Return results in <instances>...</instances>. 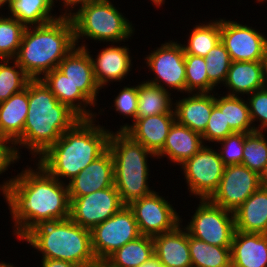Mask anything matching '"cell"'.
Wrapping results in <instances>:
<instances>
[{
    "label": "cell",
    "mask_w": 267,
    "mask_h": 267,
    "mask_svg": "<svg viewBox=\"0 0 267 267\" xmlns=\"http://www.w3.org/2000/svg\"><path fill=\"white\" fill-rule=\"evenodd\" d=\"M41 263L42 267H81L77 264L57 259L42 258Z\"/></svg>",
    "instance_id": "44"
},
{
    "label": "cell",
    "mask_w": 267,
    "mask_h": 267,
    "mask_svg": "<svg viewBox=\"0 0 267 267\" xmlns=\"http://www.w3.org/2000/svg\"><path fill=\"white\" fill-rule=\"evenodd\" d=\"M11 0H0V8L3 7L4 5L8 4L9 6Z\"/></svg>",
    "instance_id": "49"
},
{
    "label": "cell",
    "mask_w": 267,
    "mask_h": 267,
    "mask_svg": "<svg viewBox=\"0 0 267 267\" xmlns=\"http://www.w3.org/2000/svg\"><path fill=\"white\" fill-rule=\"evenodd\" d=\"M36 170L29 167L0 184L19 240L38 224L70 217L68 184L52 177L39 164Z\"/></svg>",
    "instance_id": "1"
},
{
    "label": "cell",
    "mask_w": 267,
    "mask_h": 267,
    "mask_svg": "<svg viewBox=\"0 0 267 267\" xmlns=\"http://www.w3.org/2000/svg\"><path fill=\"white\" fill-rule=\"evenodd\" d=\"M248 106L251 121L254 124L255 120H259L261 123L258 127H255V131H266L267 129V88L254 91L249 94ZM260 126V127H259ZM265 129V130H264Z\"/></svg>",
    "instance_id": "41"
},
{
    "label": "cell",
    "mask_w": 267,
    "mask_h": 267,
    "mask_svg": "<svg viewBox=\"0 0 267 267\" xmlns=\"http://www.w3.org/2000/svg\"><path fill=\"white\" fill-rule=\"evenodd\" d=\"M262 176L267 169V140L262 131L245 133L242 163Z\"/></svg>",
    "instance_id": "34"
},
{
    "label": "cell",
    "mask_w": 267,
    "mask_h": 267,
    "mask_svg": "<svg viewBox=\"0 0 267 267\" xmlns=\"http://www.w3.org/2000/svg\"><path fill=\"white\" fill-rule=\"evenodd\" d=\"M69 199V218L90 231L124 206L115 185L89 195L69 197Z\"/></svg>",
    "instance_id": "11"
},
{
    "label": "cell",
    "mask_w": 267,
    "mask_h": 267,
    "mask_svg": "<svg viewBox=\"0 0 267 267\" xmlns=\"http://www.w3.org/2000/svg\"><path fill=\"white\" fill-rule=\"evenodd\" d=\"M114 185V163L107 149L68 183L69 197L89 195Z\"/></svg>",
    "instance_id": "17"
},
{
    "label": "cell",
    "mask_w": 267,
    "mask_h": 267,
    "mask_svg": "<svg viewBox=\"0 0 267 267\" xmlns=\"http://www.w3.org/2000/svg\"><path fill=\"white\" fill-rule=\"evenodd\" d=\"M69 16L74 25L75 44L82 37L103 42H121L132 36L134 28L110 0H91Z\"/></svg>",
    "instance_id": "7"
},
{
    "label": "cell",
    "mask_w": 267,
    "mask_h": 267,
    "mask_svg": "<svg viewBox=\"0 0 267 267\" xmlns=\"http://www.w3.org/2000/svg\"><path fill=\"white\" fill-rule=\"evenodd\" d=\"M215 105L219 109H224V118L226 124H229L231 130L236 133H252L255 131L253 126L248 102L238 96H217Z\"/></svg>",
    "instance_id": "31"
},
{
    "label": "cell",
    "mask_w": 267,
    "mask_h": 267,
    "mask_svg": "<svg viewBox=\"0 0 267 267\" xmlns=\"http://www.w3.org/2000/svg\"><path fill=\"white\" fill-rule=\"evenodd\" d=\"M126 46H109L101 50L94 59L91 56L94 75L100 88L108 82L121 81L131 71L132 60Z\"/></svg>",
    "instance_id": "21"
},
{
    "label": "cell",
    "mask_w": 267,
    "mask_h": 267,
    "mask_svg": "<svg viewBox=\"0 0 267 267\" xmlns=\"http://www.w3.org/2000/svg\"><path fill=\"white\" fill-rule=\"evenodd\" d=\"M152 3H154V5H157V6H161L162 3L164 2L165 3V0H151Z\"/></svg>",
    "instance_id": "48"
},
{
    "label": "cell",
    "mask_w": 267,
    "mask_h": 267,
    "mask_svg": "<svg viewBox=\"0 0 267 267\" xmlns=\"http://www.w3.org/2000/svg\"><path fill=\"white\" fill-rule=\"evenodd\" d=\"M64 5L63 7L65 8H68V11L69 13H67L68 11L65 10L66 12L63 14V15H70L72 12V10L75 8V6H77L78 4L82 5V4H85L87 2H90L91 0H62ZM53 6H54V0H51ZM73 8V9H70V8Z\"/></svg>",
    "instance_id": "45"
},
{
    "label": "cell",
    "mask_w": 267,
    "mask_h": 267,
    "mask_svg": "<svg viewBox=\"0 0 267 267\" xmlns=\"http://www.w3.org/2000/svg\"><path fill=\"white\" fill-rule=\"evenodd\" d=\"M0 267H14V265H11L9 263H5L4 261L3 262H0Z\"/></svg>",
    "instance_id": "51"
},
{
    "label": "cell",
    "mask_w": 267,
    "mask_h": 267,
    "mask_svg": "<svg viewBox=\"0 0 267 267\" xmlns=\"http://www.w3.org/2000/svg\"><path fill=\"white\" fill-rule=\"evenodd\" d=\"M232 133L234 132L229 124H226L224 109L214 105L205 132L202 134L203 142L205 140L218 143Z\"/></svg>",
    "instance_id": "40"
},
{
    "label": "cell",
    "mask_w": 267,
    "mask_h": 267,
    "mask_svg": "<svg viewBox=\"0 0 267 267\" xmlns=\"http://www.w3.org/2000/svg\"><path fill=\"white\" fill-rule=\"evenodd\" d=\"M265 87L267 88V60L265 61Z\"/></svg>",
    "instance_id": "50"
},
{
    "label": "cell",
    "mask_w": 267,
    "mask_h": 267,
    "mask_svg": "<svg viewBox=\"0 0 267 267\" xmlns=\"http://www.w3.org/2000/svg\"><path fill=\"white\" fill-rule=\"evenodd\" d=\"M153 257L152 237L141 235L117 249L101 264V267H140Z\"/></svg>",
    "instance_id": "28"
},
{
    "label": "cell",
    "mask_w": 267,
    "mask_h": 267,
    "mask_svg": "<svg viewBox=\"0 0 267 267\" xmlns=\"http://www.w3.org/2000/svg\"><path fill=\"white\" fill-rule=\"evenodd\" d=\"M230 255L231 267H267V234L235 230Z\"/></svg>",
    "instance_id": "20"
},
{
    "label": "cell",
    "mask_w": 267,
    "mask_h": 267,
    "mask_svg": "<svg viewBox=\"0 0 267 267\" xmlns=\"http://www.w3.org/2000/svg\"><path fill=\"white\" fill-rule=\"evenodd\" d=\"M21 240L40 251L43 258L64 260L81 267H101L92 249L91 231L70 218L38 224Z\"/></svg>",
    "instance_id": "5"
},
{
    "label": "cell",
    "mask_w": 267,
    "mask_h": 267,
    "mask_svg": "<svg viewBox=\"0 0 267 267\" xmlns=\"http://www.w3.org/2000/svg\"><path fill=\"white\" fill-rule=\"evenodd\" d=\"M86 45L75 46L59 63L57 69L96 106L98 91L91 55Z\"/></svg>",
    "instance_id": "16"
},
{
    "label": "cell",
    "mask_w": 267,
    "mask_h": 267,
    "mask_svg": "<svg viewBox=\"0 0 267 267\" xmlns=\"http://www.w3.org/2000/svg\"><path fill=\"white\" fill-rule=\"evenodd\" d=\"M181 168L189 187V192L200 199H209L217 190L223 176L225 165L219 153L205 145Z\"/></svg>",
    "instance_id": "10"
},
{
    "label": "cell",
    "mask_w": 267,
    "mask_h": 267,
    "mask_svg": "<svg viewBox=\"0 0 267 267\" xmlns=\"http://www.w3.org/2000/svg\"><path fill=\"white\" fill-rule=\"evenodd\" d=\"M140 267H166L164 264L158 261V259L154 256L149 261L142 264Z\"/></svg>",
    "instance_id": "46"
},
{
    "label": "cell",
    "mask_w": 267,
    "mask_h": 267,
    "mask_svg": "<svg viewBox=\"0 0 267 267\" xmlns=\"http://www.w3.org/2000/svg\"><path fill=\"white\" fill-rule=\"evenodd\" d=\"M262 179V187L267 189V169L265 173L261 176Z\"/></svg>",
    "instance_id": "47"
},
{
    "label": "cell",
    "mask_w": 267,
    "mask_h": 267,
    "mask_svg": "<svg viewBox=\"0 0 267 267\" xmlns=\"http://www.w3.org/2000/svg\"><path fill=\"white\" fill-rule=\"evenodd\" d=\"M10 143L9 140L0 137V175L8 170L11 164L19 160L13 144L10 145Z\"/></svg>",
    "instance_id": "43"
},
{
    "label": "cell",
    "mask_w": 267,
    "mask_h": 267,
    "mask_svg": "<svg viewBox=\"0 0 267 267\" xmlns=\"http://www.w3.org/2000/svg\"><path fill=\"white\" fill-rule=\"evenodd\" d=\"M235 230L267 234V189L262 186L234 211Z\"/></svg>",
    "instance_id": "26"
},
{
    "label": "cell",
    "mask_w": 267,
    "mask_h": 267,
    "mask_svg": "<svg viewBox=\"0 0 267 267\" xmlns=\"http://www.w3.org/2000/svg\"><path fill=\"white\" fill-rule=\"evenodd\" d=\"M145 59L147 67L156 74L148 83L162 89H166L165 84L170 89L186 93L185 53L181 43L169 41L161 44Z\"/></svg>",
    "instance_id": "14"
},
{
    "label": "cell",
    "mask_w": 267,
    "mask_h": 267,
    "mask_svg": "<svg viewBox=\"0 0 267 267\" xmlns=\"http://www.w3.org/2000/svg\"><path fill=\"white\" fill-rule=\"evenodd\" d=\"M154 256L166 267H192L189 233L178 225L169 232L152 237Z\"/></svg>",
    "instance_id": "19"
},
{
    "label": "cell",
    "mask_w": 267,
    "mask_h": 267,
    "mask_svg": "<svg viewBox=\"0 0 267 267\" xmlns=\"http://www.w3.org/2000/svg\"><path fill=\"white\" fill-rule=\"evenodd\" d=\"M175 121V113H166L135 119L133 125H121L132 140L142 144L155 155L163 148L169 129Z\"/></svg>",
    "instance_id": "18"
},
{
    "label": "cell",
    "mask_w": 267,
    "mask_h": 267,
    "mask_svg": "<svg viewBox=\"0 0 267 267\" xmlns=\"http://www.w3.org/2000/svg\"><path fill=\"white\" fill-rule=\"evenodd\" d=\"M28 113V84L22 91L0 103V137L14 144L23 133Z\"/></svg>",
    "instance_id": "27"
},
{
    "label": "cell",
    "mask_w": 267,
    "mask_h": 267,
    "mask_svg": "<svg viewBox=\"0 0 267 267\" xmlns=\"http://www.w3.org/2000/svg\"><path fill=\"white\" fill-rule=\"evenodd\" d=\"M141 236L133 211L124 205L91 230L92 249L102 264L112 253Z\"/></svg>",
    "instance_id": "9"
},
{
    "label": "cell",
    "mask_w": 267,
    "mask_h": 267,
    "mask_svg": "<svg viewBox=\"0 0 267 267\" xmlns=\"http://www.w3.org/2000/svg\"><path fill=\"white\" fill-rule=\"evenodd\" d=\"M204 59L208 74V93H212L210 91L216 89L214 88L216 85L218 86L221 82L224 84L232 61L221 41L208 52Z\"/></svg>",
    "instance_id": "37"
},
{
    "label": "cell",
    "mask_w": 267,
    "mask_h": 267,
    "mask_svg": "<svg viewBox=\"0 0 267 267\" xmlns=\"http://www.w3.org/2000/svg\"><path fill=\"white\" fill-rule=\"evenodd\" d=\"M220 33L232 62L267 60V37L254 28L220 19Z\"/></svg>",
    "instance_id": "15"
},
{
    "label": "cell",
    "mask_w": 267,
    "mask_h": 267,
    "mask_svg": "<svg viewBox=\"0 0 267 267\" xmlns=\"http://www.w3.org/2000/svg\"><path fill=\"white\" fill-rule=\"evenodd\" d=\"M192 220L185 227L190 236L219 247H231L235 232L234 212L209 199H201Z\"/></svg>",
    "instance_id": "8"
},
{
    "label": "cell",
    "mask_w": 267,
    "mask_h": 267,
    "mask_svg": "<svg viewBox=\"0 0 267 267\" xmlns=\"http://www.w3.org/2000/svg\"><path fill=\"white\" fill-rule=\"evenodd\" d=\"M190 33L188 44H182L184 53L206 57L208 52L221 41L220 19L196 25Z\"/></svg>",
    "instance_id": "33"
},
{
    "label": "cell",
    "mask_w": 267,
    "mask_h": 267,
    "mask_svg": "<svg viewBox=\"0 0 267 267\" xmlns=\"http://www.w3.org/2000/svg\"><path fill=\"white\" fill-rule=\"evenodd\" d=\"M79 119L39 158L38 164L52 177L69 181L108 149L112 131Z\"/></svg>",
    "instance_id": "3"
},
{
    "label": "cell",
    "mask_w": 267,
    "mask_h": 267,
    "mask_svg": "<svg viewBox=\"0 0 267 267\" xmlns=\"http://www.w3.org/2000/svg\"><path fill=\"white\" fill-rule=\"evenodd\" d=\"M25 26L14 17L0 16V59L16 57Z\"/></svg>",
    "instance_id": "36"
},
{
    "label": "cell",
    "mask_w": 267,
    "mask_h": 267,
    "mask_svg": "<svg viewBox=\"0 0 267 267\" xmlns=\"http://www.w3.org/2000/svg\"><path fill=\"white\" fill-rule=\"evenodd\" d=\"M170 96L171 93H169L168 88L162 89L147 81L142 82L138 85V106L135 119L175 113Z\"/></svg>",
    "instance_id": "29"
},
{
    "label": "cell",
    "mask_w": 267,
    "mask_h": 267,
    "mask_svg": "<svg viewBox=\"0 0 267 267\" xmlns=\"http://www.w3.org/2000/svg\"><path fill=\"white\" fill-rule=\"evenodd\" d=\"M244 142L245 133L236 132L218 142L222 144L220 152L218 153L225 166L242 163Z\"/></svg>",
    "instance_id": "39"
},
{
    "label": "cell",
    "mask_w": 267,
    "mask_h": 267,
    "mask_svg": "<svg viewBox=\"0 0 267 267\" xmlns=\"http://www.w3.org/2000/svg\"><path fill=\"white\" fill-rule=\"evenodd\" d=\"M231 247H219L189 235L192 267H231Z\"/></svg>",
    "instance_id": "32"
},
{
    "label": "cell",
    "mask_w": 267,
    "mask_h": 267,
    "mask_svg": "<svg viewBox=\"0 0 267 267\" xmlns=\"http://www.w3.org/2000/svg\"><path fill=\"white\" fill-rule=\"evenodd\" d=\"M191 94L192 96L188 94L189 97H184L174 103L175 120L202 135L215 105V95L210 93Z\"/></svg>",
    "instance_id": "24"
},
{
    "label": "cell",
    "mask_w": 267,
    "mask_h": 267,
    "mask_svg": "<svg viewBox=\"0 0 267 267\" xmlns=\"http://www.w3.org/2000/svg\"><path fill=\"white\" fill-rule=\"evenodd\" d=\"M80 118L66 105L60 103L41 79L28 82V113L22 136L13 144L20 158L19 148L30 149L39 157L52 146Z\"/></svg>",
    "instance_id": "2"
},
{
    "label": "cell",
    "mask_w": 267,
    "mask_h": 267,
    "mask_svg": "<svg viewBox=\"0 0 267 267\" xmlns=\"http://www.w3.org/2000/svg\"><path fill=\"white\" fill-rule=\"evenodd\" d=\"M262 186L261 176L243 164L225 166L217 190L209 200L234 212Z\"/></svg>",
    "instance_id": "13"
},
{
    "label": "cell",
    "mask_w": 267,
    "mask_h": 267,
    "mask_svg": "<svg viewBox=\"0 0 267 267\" xmlns=\"http://www.w3.org/2000/svg\"><path fill=\"white\" fill-rule=\"evenodd\" d=\"M114 104L118 113L126 117L130 116L134 121L138 106V85L133 87L124 86L115 97Z\"/></svg>",
    "instance_id": "42"
},
{
    "label": "cell",
    "mask_w": 267,
    "mask_h": 267,
    "mask_svg": "<svg viewBox=\"0 0 267 267\" xmlns=\"http://www.w3.org/2000/svg\"><path fill=\"white\" fill-rule=\"evenodd\" d=\"M32 28V29H30ZM76 46L74 25L69 15L41 26L26 27L15 60L31 79H40L57 68Z\"/></svg>",
    "instance_id": "4"
},
{
    "label": "cell",
    "mask_w": 267,
    "mask_h": 267,
    "mask_svg": "<svg viewBox=\"0 0 267 267\" xmlns=\"http://www.w3.org/2000/svg\"><path fill=\"white\" fill-rule=\"evenodd\" d=\"M206 71L204 57L185 54L187 93H208V74Z\"/></svg>",
    "instance_id": "38"
},
{
    "label": "cell",
    "mask_w": 267,
    "mask_h": 267,
    "mask_svg": "<svg viewBox=\"0 0 267 267\" xmlns=\"http://www.w3.org/2000/svg\"><path fill=\"white\" fill-rule=\"evenodd\" d=\"M10 59H0V103L26 88L31 78L14 60V66H9Z\"/></svg>",
    "instance_id": "35"
},
{
    "label": "cell",
    "mask_w": 267,
    "mask_h": 267,
    "mask_svg": "<svg viewBox=\"0 0 267 267\" xmlns=\"http://www.w3.org/2000/svg\"><path fill=\"white\" fill-rule=\"evenodd\" d=\"M108 149L114 163V185L124 205L153 192L148 185L147 157L156 155L123 131L110 134Z\"/></svg>",
    "instance_id": "6"
},
{
    "label": "cell",
    "mask_w": 267,
    "mask_h": 267,
    "mask_svg": "<svg viewBox=\"0 0 267 267\" xmlns=\"http://www.w3.org/2000/svg\"><path fill=\"white\" fill-rule=\"evenodd\" d=\"M128 206L134 213L140 234L144 236L154 237L172 231L182 222L174 207L156 191Z\"/></svg>",
    "instance_id": "12"
},
{
    "label": "cell",
    "mask_w": 267,
    "mask_h": 267,
    "mask_svg": "<svg viewBox=\"0 0 267 267\" xmlns=\"http://www.w3.org/2000/svg\"><path fill=\"white\" fill-rule=\"evenodd\" d=\"M203 143L201 134L175 120L169 129L163 148L156 157L168 156L169 160L181 165L195 155L204 146Z\"/></svg>",
    "instance_id": "23"
},
{
    "label": "cell",
    "mask_w": 267,
    "mask_h": 267,
    "mask_svg": "<svg viewBox=\"0 0 267 267\" xmlns=\"http://www.w3.org/2000/svg\"><path fill=\"white\" fill-rule=\"evenodd\" d=\"M8 7L10 17H14L25 27L41 26L59 18L51 15V0H11Z\"/></svg>",
    "instance_id": "30"
},
{
    "label": "cell",
    "mask_w": 267,
    "mask_h": 267,
    "mask_svg": "<svg viewBox=\"0 0 267 267\" xmlns=\"http://www.w3.org/2000/svg\"><path fill=\"white\" fill-rule=\"evenodd\" d=\"M224 85L230 90L226 95L230 96L249 95L264 88L265 61L231 62Z\"/></svg>",
    "instance_id": "25"
},
{
    "label": "cell",
    "mask_w": 267,
    "mask_h": 267,
    "mask_svg": "<svg viewBox=\"0 0 267 267\" xmlns=\"http://www.w3.org/2000/svg\"><path fill=\"white\" fill-rule=\"evenodd\" d=\"M40 79L55 95L58 101L66 105L80 119H95V113L86 109L88 105L94 107V104L57 68L46 73L44 77L42 76Z\"/></svg>",
    "instance_id": "22"
}]
</instances>
